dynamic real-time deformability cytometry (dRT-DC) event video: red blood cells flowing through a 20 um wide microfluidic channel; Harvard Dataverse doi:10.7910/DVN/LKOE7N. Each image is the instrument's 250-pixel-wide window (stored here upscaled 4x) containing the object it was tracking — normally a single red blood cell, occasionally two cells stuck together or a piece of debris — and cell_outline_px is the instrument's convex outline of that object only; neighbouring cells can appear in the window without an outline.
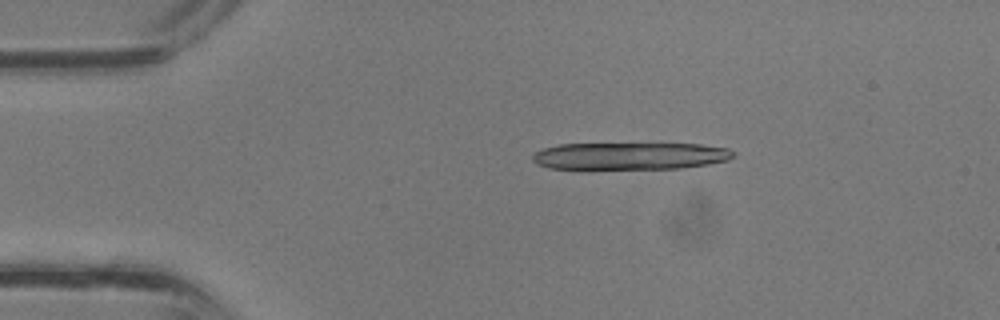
{"species": "common noctule bat (a hibernating species)", "species_latin": "Nyctalus noctula", "temperature_condition": "room temperature", "stored_images_in_passage": 12, "camera_frame_rate_fps": 3000, "um_per_image_px": 0.085, "animal": {"sex": "male", "body_mass_g": 13.3}, "frame": {"image": 1, "passage_image": 7, "time_ms": 2.0, "image_size_px": [1000, 320], "cell_outline_px": [[736, 156], [728, 160], [708, 164], [684, 168], [588, 172], [548, 168], [536, 164], [532, 160], [532, 156], [536, 152], [544, 148], [560, 144], [700, 144], [728, 148], [736, 152]], "centroid_in_image_um": [53.48, 13.32], "position_along_channel_um": 31.5, "area_um2": 33.58}}